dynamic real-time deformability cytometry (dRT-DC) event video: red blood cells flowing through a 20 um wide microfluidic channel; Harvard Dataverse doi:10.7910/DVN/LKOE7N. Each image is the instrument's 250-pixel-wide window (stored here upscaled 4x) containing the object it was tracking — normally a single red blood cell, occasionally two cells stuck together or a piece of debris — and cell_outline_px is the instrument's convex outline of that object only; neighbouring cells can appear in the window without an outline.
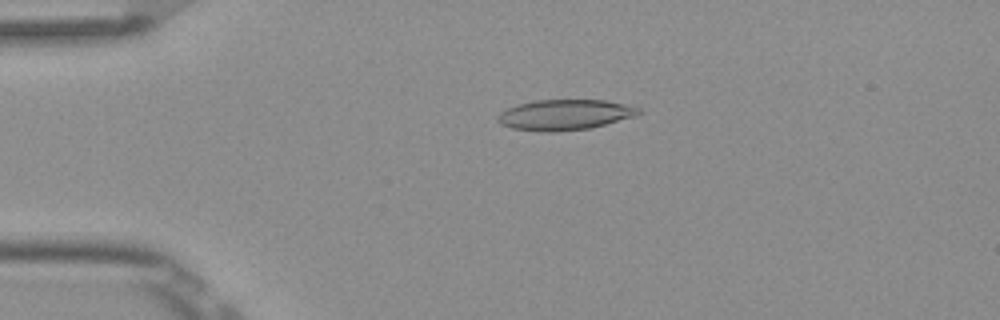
{"species": "Egyptian fruit bat (a non-hibernating species)", "species_latin": "Rousettus aegyptiacus", "temperature_condition": "room temperature", "stored_images_in_passage": 4, "camera_frame_rate_fps": 3000, "um_per_image_px": 0.085, "frame": {"image": 1, "passage_image": 4, "time_ms": 1.0, "image_size_px": [1000, 320], "cell_outline_px": [[640, 112], [636, 116], [592, 128], [556, 132], [544, 132], [512, 128], [500, 124], [496, 120], [496, 116], [500, 112], [508, 108], [520, 104], [536, 100], [604, 100], [624, 104], [640, 108]], "centroid_in_image_um": [47.99, 9.77], "position_along_channel_um": 37.0, "area_um2": 25.09}}